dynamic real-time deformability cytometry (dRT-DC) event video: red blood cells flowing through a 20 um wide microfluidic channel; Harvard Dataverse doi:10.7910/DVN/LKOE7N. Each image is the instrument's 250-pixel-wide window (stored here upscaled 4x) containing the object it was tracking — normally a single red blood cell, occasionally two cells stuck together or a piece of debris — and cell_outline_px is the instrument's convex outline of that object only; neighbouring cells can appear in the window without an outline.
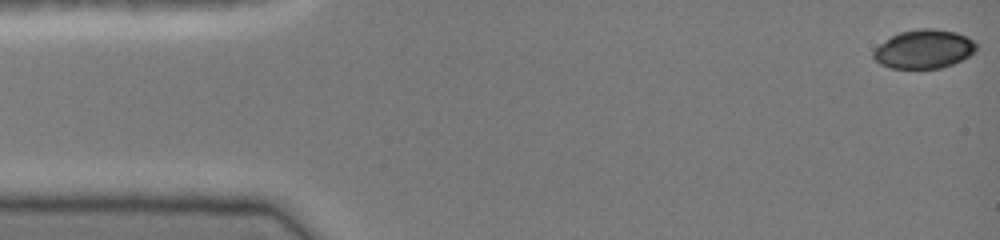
{"species": "common noctule bat (a hibernating species)", "species_latin": "Nyctalus noctula", "temperature_condition": "cold", "stored_images_in_passage": 46, "camera_frame_rate_fps": 3000, "um_per_image_px": 0.085, "animal": {"sex": "female", "body_mass_g": 19.0, "forearm_length_mm": 51.5}, "frame": {"image": 1, "passage_image": 1, "time_ms": 0.0, "image_size_px": [1000, 240], "cell_outline_px": [[976, 52], [952, 64], [940, 68], [888, 68], [880, 64], [872, 56], [872, 52], [880, 44], [892, 36], [900, 32], [916, 28], [932, 28], [956, 32], [968, 36], [976, 44]], "centroid_in_image_um": [78.53, 4.16], "position_along_channel_um": 6.5, "area_um2": 23.24}}
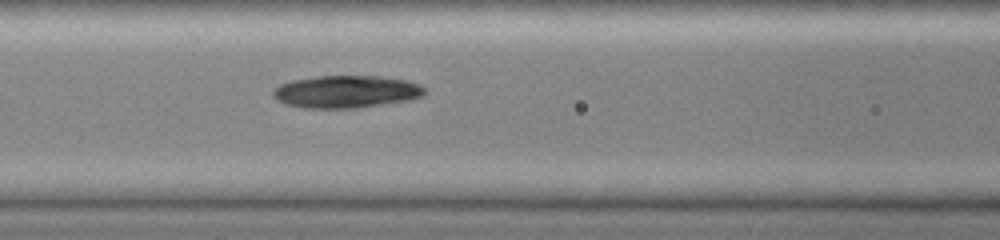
{"frame": {"image": 2, "passage_image": 19, "time_ms": 6.0, "image_size_px": [1000, 240], "cell_outline_px": [[428, 92], [424, 96], [408, 100], [356, 108], [304, 108], [288, 104], [276, 100], [272, 96], [272, 92], [280, 84], [292, 80], [320, 76], [380, 76], [408, 80], [420, 84], [428, 88]], "centroid_in_image_um": [29.49, 7.79], "position_along_channel_um": 137.1, "area_um2": 28.84}}
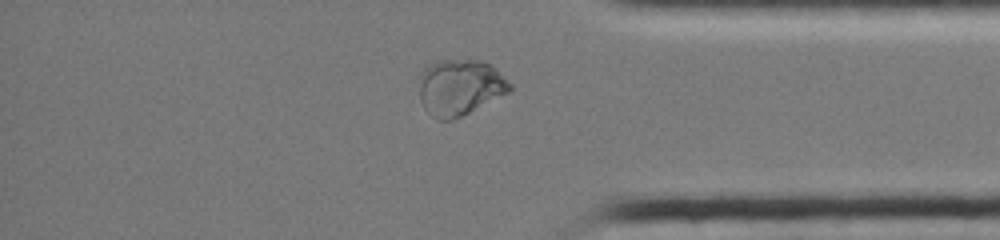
{"frame": {"image": 3, "passage_image": 38, "time_ms": 12.333, "image_size_px": [1000, 240], "cell_outline_px": [[512, 88], [508, 92], [452, 120], [436, 120], [424, 108], [420, 100], [420, 76], [424, 68], [428, 64], [436, 60], [480, 60], [492, 64], [512, 84]], "centroid_in_image_um": [39.08, 7.4], "position_along_channel_um": 396.1, "area_um2": 29.54}}